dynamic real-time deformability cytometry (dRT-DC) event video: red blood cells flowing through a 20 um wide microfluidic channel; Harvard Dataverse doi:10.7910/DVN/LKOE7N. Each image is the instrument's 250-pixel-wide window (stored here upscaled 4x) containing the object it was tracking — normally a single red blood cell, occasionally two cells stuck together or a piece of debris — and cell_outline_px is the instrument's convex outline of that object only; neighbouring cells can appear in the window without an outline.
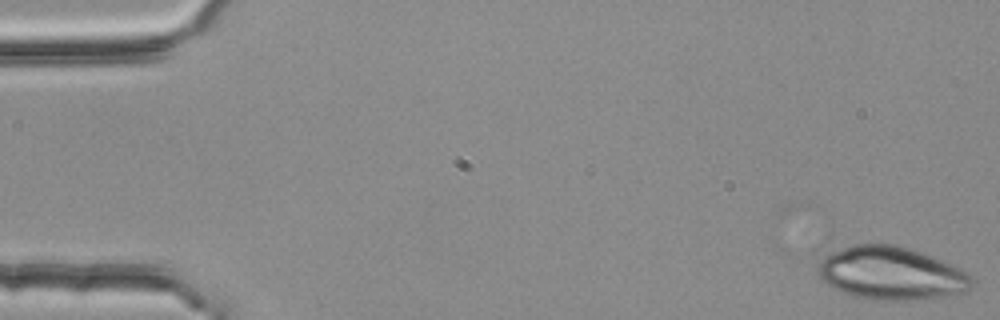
{"species": "common noctule bat (a hibernating species)", "species_latin": "Nyctalus noctula", "temperature_condition": "room temperature", "stored_images_in_passage": 15, "camera_frame_rate_fps": 3000, "um_per_image_px": 0.085, "animal": {"sex": "female", "body_mass_g": 25.1}, "frame": {"image": 1, "passage_image": 1, "time_ms": 0.0, "image_size_px": [1000, 320], "cell_outline_px": [[972, 284], [968, 292], [944, 296], [908, 300], [868, 300], [852, 296], [832, 288], [816, 272], [816, 264], [824, 252], [852, 244], [896, 244], [932, 256], [960, 268], [972, 276]], "centroid_in_image_um": [75.67, 23.22], "position_along_channel_um": 9.3, "area_um2": 48.26}}